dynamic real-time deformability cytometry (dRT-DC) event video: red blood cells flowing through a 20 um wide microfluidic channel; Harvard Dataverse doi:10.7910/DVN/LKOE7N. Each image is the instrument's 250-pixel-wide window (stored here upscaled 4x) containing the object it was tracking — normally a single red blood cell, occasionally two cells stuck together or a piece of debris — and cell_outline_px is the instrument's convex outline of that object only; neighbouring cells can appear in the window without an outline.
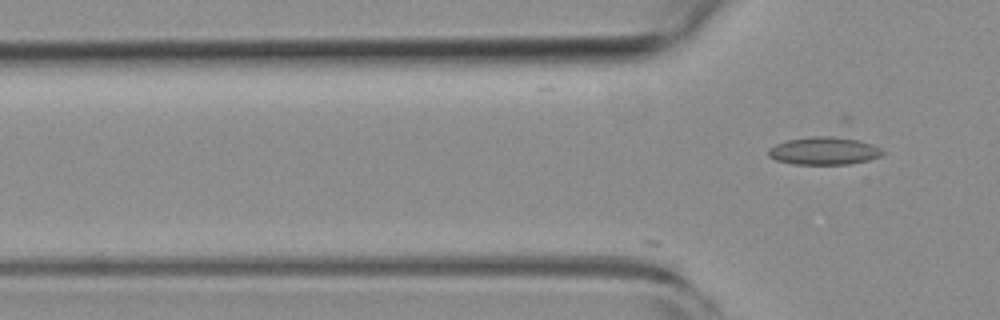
{"species": "common noctule bat (a hibernating species)", "species_latin": "Nyctalus noctula", "temperature_condition": "room temperature", "stored_images_in_passage": 15, "camera_frame_rate_fps": 3000, "um_per_image_px": 0.085, "animal": {"sex": "female", "body_mass_g": 19.3, "forearm_length_mm": 54.1}, "frame": {"image": 1, "passage_image": 15, "time_ms": 4.667, "image_size_px": [1000, 320], "cell_outline_px": [[884, 152], [880, 156], [868, 160], [848, 164], [792, 164], [776, 160], [768, 156], [768, 148], [776, 144], [788, 140], [812, 136], [844, 136], [860, 140], [872, 144], [880, 148]], "centroid_in_image_um": [70.04, 12.81], "position_along_channel_um": 55.8, "area_um2": 18.61}}